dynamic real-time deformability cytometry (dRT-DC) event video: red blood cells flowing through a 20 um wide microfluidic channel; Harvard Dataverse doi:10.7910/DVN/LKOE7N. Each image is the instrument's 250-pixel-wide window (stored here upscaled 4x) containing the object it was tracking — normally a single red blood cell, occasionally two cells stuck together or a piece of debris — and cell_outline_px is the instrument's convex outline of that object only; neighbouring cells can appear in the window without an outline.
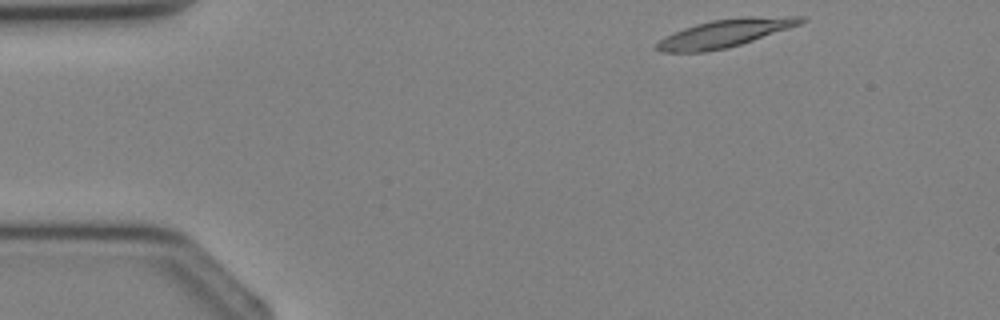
{"species": "Egyptian fruit bat (a non-hibernating species)", "species_latin": "Rousettus aegyptiacus", "temperature_condition": "cold", "stored_images_in_passage": 2, "camera_frame_rate_fps": 3000, "um_per_image_px": 0.085, "animal": {"sex": "female"}, "frame": {"image": 1, "passage_image": 1, "time_ms": 0.0, "image_size_px": [1000, 320], "cell_outline_px": [[808, 20], [800, 24], [728, 48], [704, 52], [664, 52], [652, 48], [652, 44], [664, 36], [684, 28], [696, 24], [712, 20], [748, 16], [804, 16]], "centroid_in_image_um": [61.56, 2.82], "position_along_channel_um": 23.4, "area_um2": 23.47}}